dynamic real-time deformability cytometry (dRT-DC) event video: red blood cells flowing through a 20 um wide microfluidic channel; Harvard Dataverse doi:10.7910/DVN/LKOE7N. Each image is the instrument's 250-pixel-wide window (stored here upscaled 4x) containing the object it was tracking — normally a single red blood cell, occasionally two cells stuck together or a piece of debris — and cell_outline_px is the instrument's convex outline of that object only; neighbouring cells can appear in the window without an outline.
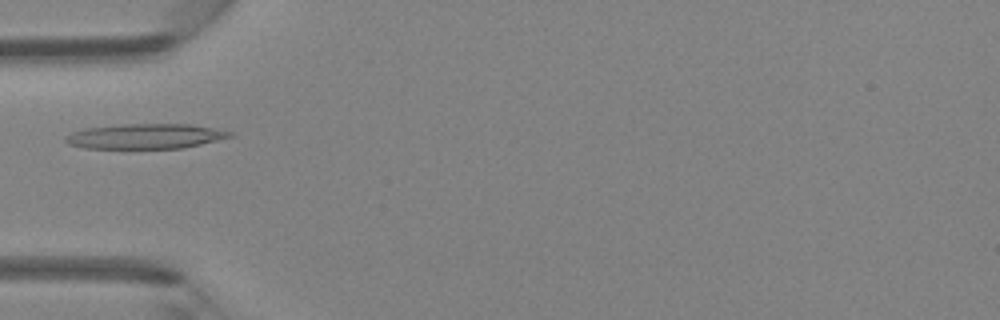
{"species": "Egyptian fruit bat (a non-hibernating species)", "species_latin": "Rousettus aegyptiacus", "temperature_condition": "room temperature", "stored_images_in_passage": 1, "camera_frame_rate_fps": 3000, "um_per_image_px": 0.085, "animal": {"sex": "female"}, "frame": {"image": 1, "passage_image": 1, "time_ms": 0.0, "image_size_px": [1000, 320], "cell_outline_px": [[236, 136], [184, 148], [84, 148], [68, 144], [64, 140], [64, 136], [72, 132], [84, 128], [120, 124], [192, 124], [236, 132]], "centroid_in_image_um": [12.4, 11.57], "position_along_channel_um": 72.6, "area_um2": 24.28}}